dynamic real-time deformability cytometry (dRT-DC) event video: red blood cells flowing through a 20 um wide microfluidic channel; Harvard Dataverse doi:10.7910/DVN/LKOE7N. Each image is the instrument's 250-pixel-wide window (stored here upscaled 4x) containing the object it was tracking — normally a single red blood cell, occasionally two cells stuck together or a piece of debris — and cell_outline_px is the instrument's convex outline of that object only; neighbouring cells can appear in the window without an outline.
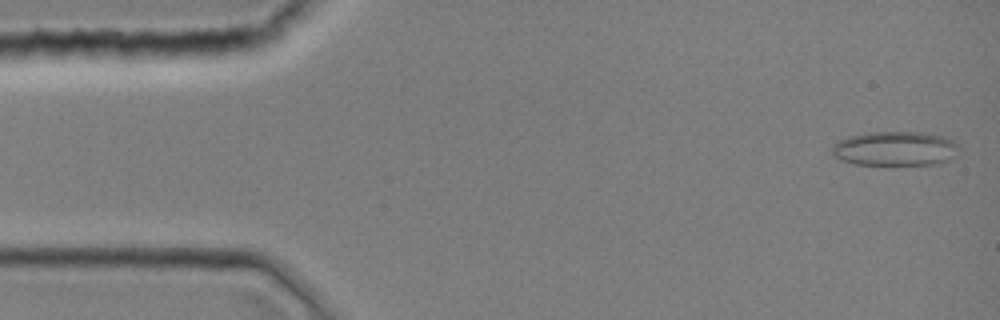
{"species": "common noctule bat (a hibernating species)", "species_latin": "Nyctalus noctula", "temperature_condition": "room temperature", "stored_images_in_passage": 42, "camera_frame_rate_fps": 3000, "um_per_image_px": 0.085, "animal": {"sex": "female", "body_mass_g": 19.0, "forearm_length_mm": 51.5}, "frame": {"image": 1, "passage_image": 1, "time_ms": 0.0, "image_size_px": [1000, 320], "cell_outline_px": [[956, 156], [952, 160], [940, 164], [856, 164], [840, 160], [832, 156], [832, 148], [840, 140], [848, 136], [868, 132], [920, 132], [944, 136], [952, 140], [956, 144]], "centroid_in_image_um": [76.09, 12.63], "position_along_channel_um": 8.9, "area_um2": 25.43}}
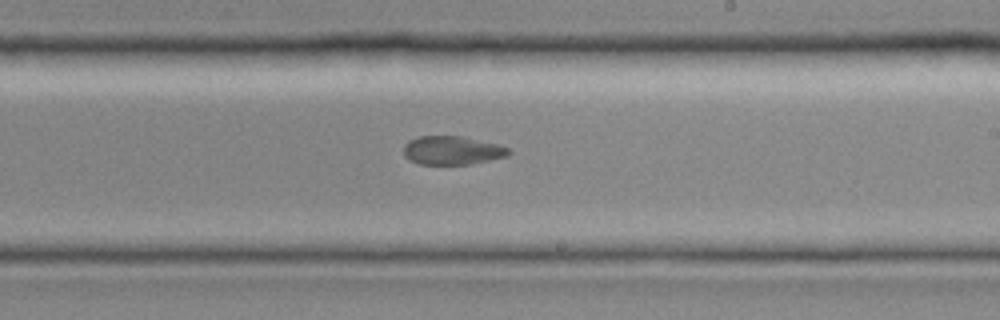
{"frame": {"image": 2, "passage_image": 25, "time_ms": 8.0, "image_size_px": [1000, 320], "cell_outline_px": [[512, 152], [508, 156], [472, 164], [420, 164], [404, 156], [404, 144], [408, 140], [416, 136], [464, 136], [496, 144], [508, 148]], "centroid_in_image_um": [38.43, 12.77], "position_along_channel_um": 250.6, "area_um2": 17.57}}
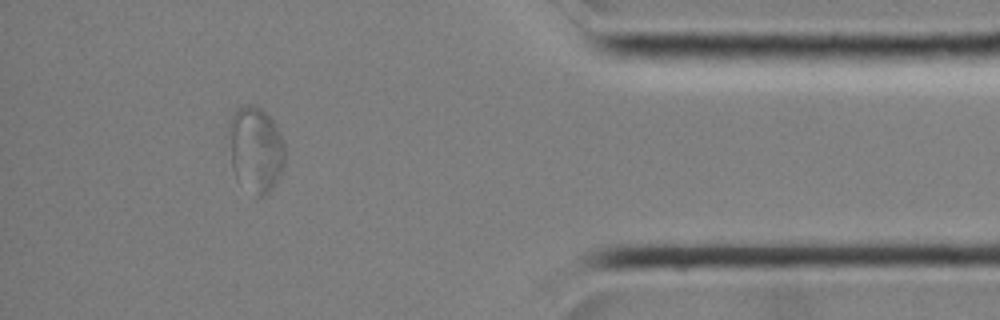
{"frame": {"image": 3, "passage_image": 38, "time_ms": 12.333, "image_size_px": [1000, 320], "cell_outline_px": [[284, 164], [272, 188], [264, 196], [260, 196], [236, 180], [232, 168], [228, 128], [228, 124], [232, 112], [236, 108], [244, 104], [252, 104], [260, 108], [272, 120], [284, 144]], "centroid_in_image_um": [21.68, 12.65], "position_along_channel_um": 413.5, "area_um2": 27.74}}